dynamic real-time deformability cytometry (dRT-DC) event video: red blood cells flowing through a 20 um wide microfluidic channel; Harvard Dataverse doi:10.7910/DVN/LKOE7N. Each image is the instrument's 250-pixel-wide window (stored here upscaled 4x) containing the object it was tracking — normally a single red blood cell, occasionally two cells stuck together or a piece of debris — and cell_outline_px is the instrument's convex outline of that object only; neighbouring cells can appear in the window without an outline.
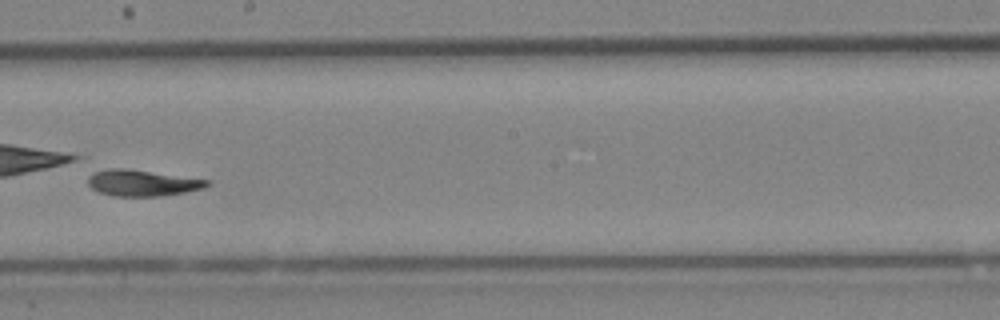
{"species": "Egyptian fruit bat (a non-hibernating species)", "species_latin": "Rousettus aegyptiacus", "temperature_condition": "cold", "stored_images_in_passage": 45, "camera_frame_rate_fps": 3000, "um_per_image_px": 0.085, "animal": {"sex": "female"}, "frame": {"image": 1, "passage_image": 26, "time_ms": 8.333, "image_size_px": [1000, 320], "cell_outline_px": [[212, 184], [204, 188], [184, 192], [160, 196], [112, 196], [96, 192], [88, 184], [88, 176], [92, 168], [124, 168], [212, 180]], "centroid_in_image_um": [12.02, 15.53], "position_along_channel_um": 236.2, "area_um2": 18.67}}
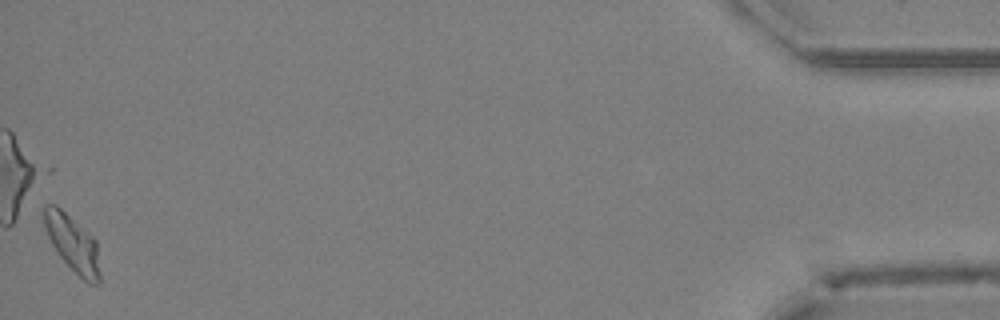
{"frame": {"image": 2, "passage_image": 45, "time_ms": 14.667, "image_size_px": [1000, 320], "cell_outline_px": [[100, 284], [88, 284], [60, 256], [52, 244], [48, 236], [44, 224], [44, 204], [56, 204], [88, 232], [96, 240], [100, 276]], "centroid_in_image_um": [6.18, 20.68], "position_along_channel_um": 429.0, "area_um2": 18.09}}